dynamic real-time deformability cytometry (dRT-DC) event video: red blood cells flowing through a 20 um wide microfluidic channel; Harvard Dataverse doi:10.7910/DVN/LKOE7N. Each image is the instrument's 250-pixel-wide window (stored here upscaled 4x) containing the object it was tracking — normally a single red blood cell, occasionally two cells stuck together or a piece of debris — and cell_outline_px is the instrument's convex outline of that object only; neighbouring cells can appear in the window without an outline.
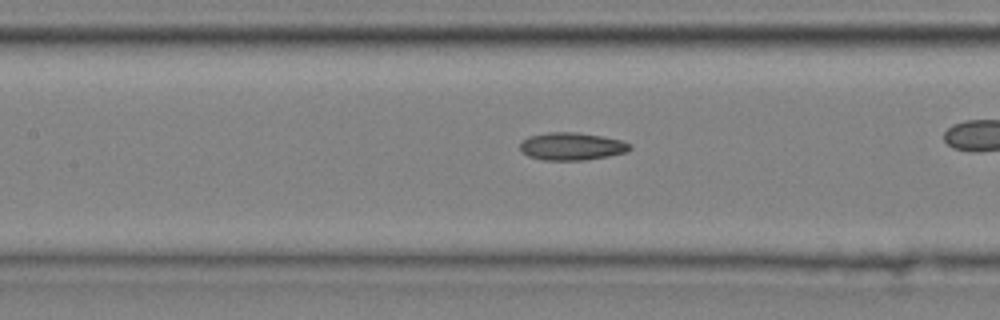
{"species": "common noctule bat (a hibernating species)", "species_latin": "Nyctalus noctula", "temperature_condition": "cold", "stored_images_in_passage": 41, "camera_frame_rate_fps": 3000, "um_per_image_px": 0.085, "animal": {"sex": "male", "body_mass_g": 20.4}, "frame": {"image": 1, "passage_image": 24, "time_ms": 7.667, "image_size_px": [1000, 320], "cell_outline_px": [[632, 148], [628, 152], [608, 156], [584, 160], [544, 160], [528, 156], [520, 148], [520, 144], [528, 136], [548, 132], [576, 132], [604, 136], [620, 140], [632, 144]], "centroid_in_image_um": [48.64, 12.43], "position_along_channel_um": 158.8, "area_um2": 17.74}}